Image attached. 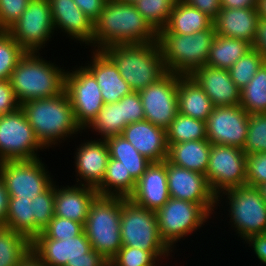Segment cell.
<instances>
[{"mask_svg":"<svg viewBox=\"0 0 266 266\" xmlns=\"http://www.w3.org/2000/svg\"><path fill=\"white\" fill-rule=\"evenodd\" d=\"M155 41H158V32L133 3L107 0L99 18L93 23V40L88 48L102 50L111 45Z\"/></svg>","mask_w":266,"mask_h":266,"instance_id":"obj_1","label":"cell"},{"mask_svg":"<svg viewBox=\"0 0 266 266\" xmlns=\"http://www.w3.org/2000/svg\"><path fill=\"white\" fill-rule=\"evenodd\" d=\"M20 108L33 128L38 142L46 151L52 147L55 149L57 146H63V143L70 142V139L77 140L84 133L75 120L66 91L55 97L28 100L22 103Z\"/></svg>","mask_w":266,"mask_h":266,"instance_id":"obj_2","label":"cell"},{"mask_svg":"<svg viewBox=\"0 0 266 266\" xmlns=\"http://www.w3.org/2000/svg\"><path fill=\"white\" fill-rule=\"evenodd\" d=\"M42 52H26L13 70L10 83L18 103L55 97L65 91L67 67L57 59L46 60ZM62 66V67H61Z\"/></svg>","mask_w":266,"mask_h":266,"instance_id":"obj_3","label":"cell"},{"mask_svg":"<svg viewBox=\"0 0 266 266\" xmlns=\"http://www.w3.org/2000/svg\"><path fill=\"white\" fill-rule=\"evenodd\" d=\"M102 51L113 61L134 92L145 89L167 73L158 41L111 45Z\"/></svg>","mask_w":266,"mask_h":266,"instance_id":"obj_4","label":"cell"},{"mask_svg":"<svg viewBox=\"0 0 266 266\" xmlns=\"http://www.w3.org/2000/svg\"><path fill=\"white\" fill-rule=\"evenodd\" d=\"M215 209H219V212H214L213 219L224 215L220 213L222 209L227 211L225 216L230 219L225 222L229 223L228 226L231 225L230 228L242 243L251 236L266 234V203L254 186L243 185L220 193L216 196Z\"/></svg>","mask_w":266,"mask_h":266,"instance_id":"obj_5","label":"cell"},{"mask_svg":"<svg viewBox=\"0 0 266 266\" xmlns=\"http://www.w3.org/2000/svg\"><path fill=\"white\" fill-rule=\"evenodd\" d=\"M215 35L214 25L194 34L158 33L166 72L190 75L205 66Z\"/></svg>","mask_w":266,"mask_h":266,"instance_id":"obj_6","label":"cell"},{"mask_svg":"<svg viewBox=\"0 0 266 266\" xmlns=\"http://www.w3.org/2000/svg\"><path fill=\"white\" fill-rule=\"evenodd\" d=\"M120 232L122 246L151 251L160 261L175 256L160 237L155 212L138 206L129 198L121 197Z\"/></svg>","mask_w":266,"mask_h":266,"instance_id":"obj_7","label":"cell"},{"mask_svg":"<svg viewBox=\"0 0 266 266\" xmlns=\"http://www.w3.org/2000/svg\"><path fill=\"white\" fill-rule=\"evenodd\" d=\"M120 217L121 197L97 196L83 225L91 247L109 261L122 247Z\"/></svg>","mask_w":266,"mask_h":266,"instance_id":"obj_8","label":"cell"},{"mask_svg":"<svg viewBox=\"0 0 266 266\" xmlns=\"http://www.w3.org/2000/svg\"><path fill=\"white\" fill-rule=\"evenodd\" d=\"M155 214L160 237L175 254L178 242L183 243L191 235L195 237L213 220L202 205L172 197Z\"/></svg>","mask_w":266,"mask_h":266,"instance_id":"obj_9","label":"cell"},{"mask_svg":"<svg viewBox=\"0 0 266 266\" xmlns=\"http://www.w3.org/2000/svg\"><path fill=\"white\" fill-rule=\"evenodd\" d=\"M31 253L46 266H109V260L91 247L84 231L63 240L47 238L41 232L31 241Z\"/></svg>","mask_w":266,"mask_h":266,"instance_id":"obj_10","label":"cell"},{"mask_svg":"<svg viewBox=\"0 0 266 266\" xmlns=\"http://www.w3.org/2000/svg\"><path fill=\"white\" fill-rule=\"evenodd\" d=\"M42 159L44 157L0 163V177L10 197L32 200L56 181L55 175Z\"/></svg>","mask_w":266,"mask_h":266,"instance_id":"obj_11","label":"cell"},{"mask_svg":"<svg viewBox=\"0 0 266 266\" xmlns=\"http://www.w3.org/2000/svg\"><path fill=\"white\" fill-rule=\"evenodd\" d=\"M43 150L21 108L0 115V163L37 159Z\"/></svg>","mask_w":266,"mask_h":266,"instance_id":"obj_12","label":"cell"},{"mask_svg":"<svg viewBox=\"0 0 266 266\" xmlns=\"http://www.w3.org/2000/svg\"><path fill=\"white\" fill-rule=\"evenodd\" d=\"M7 32L26 52H41L46 46L48 48L51 38L56 35L49 1L30 0Z\"/></svg>","mask_w":266,"mask_h":266,"instance_id":"obj_13","label":"cell"},{"mask_svg":"<svg viewBox=\"0 0 266 266\" xmlns=\"http://www.w3.org/2000/svg\"><path fill=\"white\" fill-rule=\"evenodd\" d=\"M82 65L68 67L65 74V91L70 99L77 124L84 131L104 106L99 87L93 74ZM79 66V67H78Z\"/></svg>","mask_w":266,"mask_h":266,"instance_id":"obj_14","label":"cell"},{"mask_svg":"<svg viewBox=\"0 0 266 266\" xmlns=\"http://www.w3.org/2000/svg\"><path fill=\"white\" fill-rule=\"evenodd\" d=\"M205 175L216 196L231 188L246 185V154L235 146L211 144Z\"/></svg>","mask_w":266,"mask_h":266,"instance_id":"obj_15","label":"cell"},{"mask_svg":"<svg viewBox=\"0 0 266 266\" xmlns=\"http://www.w3.org/2000/svg\"><path fill=\"white\" fill-rule=\"evenodd\" d=\"M167 72L157 82L139 91L146 121L167 130L178 113V78Z\"/></svg>","mask_w":266,"mask_h":266,"instance_id":"obj_16","label":"cell"},{"mask_svg":"<svg viewBox=\"0 0 266 266\" xmlns=\"http://www.w3.org/2000/svg\"><path fill=\"white\" fill-rule=\"evenodd\" d=\"M248 122L249 114L240 105L214 107L206 121L207 140L211 144L243 149Z\"/></svg>","mask_w":266,"mask_h":266,"instance_id":"obj_17","label":"cell"},{"mask_svg":"<svg viewBox=\"0 0 266 266\" xmlns=\"http://www.w3.org/2000/svg\"><path fill=\"white\" fill-rule=\"evenodd\" d=\"M167 182L170 197L202 205L214 217L216 195L206 175L178 167L167 160Z\"/></svg>","mask_w":266,"mask_h":266,"instance_id":"obj_18","label":"cell"},{"mask_svg":"<svg viewBox=\"0 0 266 266\" xmlns=\"http://www.w3.org/2000/svg\"><path fill=\"white\" fill-rule=\"evenodd\" d=\"M90 138L75 143L74 183L97 188L103 181L110 155L105 140Z\"/></svg>","mask_w":266,"mask_h":266,"instance_id":"obj_19","label":"cell"},{"mask_svg":"<svg viewBox=\"0 0 266 266\" xmlns=\"http://www.w3.org/2000/svg\"><path fill=\"white\" fill-rule=\"evenodd\" d=\"M56 37L60 33L69 41L85 48L93 40V22L82 12L74 0H48ZM59 30V31H58ZM58 31V32H57Z\"/></svg>","mask_w":266,"mask_h":266,"instance_id":"obj_20","label":"cell"},{"mask_svg":"<svg viewBox=\"0 0 266 266\" xmlns=\"http://www.w3.org/2000/svg\"><path fill=\"white\" fill-rule=\"evenodd\" d=\"M169 198L167 159L162 162H151L136 182L129 199L138 206L157 212Z\"/></svg>","mask_w":266,"mask_h":266,"instance_id":"obj_21","label":"cell"},{"mask_svg":"<svg viewBox=\"0 0 266 266\" xmlns=\"http://www.w3.org/2000/svg\"><path fill=\"white\" fill-rule=\"evenodd\" d=\"M91 54L84 66L93 74L99 87L104 104L120 101L130 94L128 83L121 77L119 70L113 61L102 50H88Z\"/></svg>","mask_w":266,"mask_h":266,"instance_id":"obj_22","label":"cell"},{"mask_svg":"<svg viewBox=\"0 0 266 266\" xmlns=\"http://www.w3.org/2000/svg\"><path fill=\"white\" fill-rule=\"evenodd\" d=\"M190 76L203 89L214 107L240 105L241 90L232 81L229 70L205 65L196 68Z\"/></svg>","mask_w":266,"mask_h":266,"instance_id":"obj_23","label":"cell"},{"mask_svg":"<svg viewBox=\"0 0 266 266\" xmlns=\"http://www.w3.org/2000/svg\"><path fill=\"white\" fill-rule=\"evenodd\" d=\"M121 135L151 162H162L168 157L166 130L150 121L128 124Z\"/></svg>","mask_w":266,"mask_h":266,"instance_id":"obj_24","label":"cell"},{"mask_svg":"<svg viewBox=\"0 0 266 266\" xmlns=\"http://www.w3.org/2000/svg\"><path fill=\"white\" fill-rule=\"evenodd\" d=\"M57 184V185H56ZM98 196L96 188L74 184L59 186L55 181L54 216L84 225L91 203Z\"/></svg>","mask_w":266,"mask_h":266,"instance_id":"obj_25","label":"cell"},{"mask_svg":"<svg viewBox=\"0 0 266 266\" xmlns=\"http://www.w3.org/2000/svg\"><path fill=\"white\" fill-rule=\"evenodd\" d=\"M257 7L252 8H221L213 25L217 35L242 39L254 43L259 21Z\"/></svg>","mask_w":266,"mask_h":266,"instance_id":"obj_26","label":"cell"},{"mask_svg":"<svg viewBox=\"0 0 266 266\" xmlns=\"http://www.w3.org/2000/svg\"><path fill=\"white\" fill-rule=\"evenodd\" d=\"M178 113L207 121L214 105L199 84L190 75L178 78Z\"/></svg>","mask_w":266,"mask_h":266,"instance_id":"obj_27","label":"cell"},{"mask_svg":"<svg viewBox=\"0 0 266 266\" xmlns=\"http://www.w3.org/2000/svg\"><path fill=\"white\" fill-rule=\"evenodd\" d=\"M167 144V160L170 163L205 175L211 150V143L207 139Z\"/></svg>","mask_w":266,"mask_h":266,"instance_id":"obj_28","label":"cell"},{"mask_svg":"<svg viewBox=\"0 0 266 266\" xmlns=\"http://www.w3.org/2000/svg\"><path fill=\"white\" fill-rule=\"evenodd\" d=\"M213 26V19L183 0H176L167 25L158 33L194 34Z\"/></svg>","mask_w":266,"mask_h":266,"instance_id":"obj_29","label":"cell"},{"mask_svg":"<svg viewBox=\"0 0 266 266\" xmlns=\"http://www.w3.org/2000/svg\"><path fill=\"white\" fill-rule=\"evenodd\" d=\"M251 49L252 45L245 40L216 34L206 65L228 70Z\"/></svg>","mask_w":266,"mask_h":266,"instance_id":"obj_30","label":"cell"},{"mask_svg":"<svg viewBox=\"0 0 266 266\" xmlns=\"http://www.w3.org/2000/svg\"><path fill=\"white\" fill-rule=\"evenodd\" d=\"M105 141L110 158L120 161L121 165L137 182L151 164V161L142 156L122 135L110 137Z\"/></svg>","mask_w":266,"mask_h":266,"instance_id":"obj_31","label":"cell"},{"mask_svg":"<svg viewBox=\"0 0 266 266\" xmlns=\"http://www.w3.org/2000/svg\"><path fill=\"white\" fill-rule=\"evenodd\" d=\"M136 186V181L121 165V162L109 158L102 183L96 188L98 196L129 198Z\"/></svg>","mask_w":266,"mask_h":266,"instance_id":"obj_32","label":"cell"},{"mask_svg":"<svg viewBox=\"0 0 266 266\" xmlns=\"http://www.w3.org/2000/svg\"><path fill=\"white\" fill-rule=\"evenodd\" d=\"M5 227L23 234L30 241L42 232L35 225L30 198L10 197Z\"/></svg>","mask_w":266,"mask_h":266,"instance_id":"obj_33","label":"cell"},{"mask_svg":"<svg viewBox=\"0 0 266 266\" xmlns=\"http://www.w3.org/2000/svg\"><path fill=\"white\" fill-rule=\"evenodd\" d=\"M31 252V241L23 234L0 227V266H20Z\"/></svg>","mask_w":266,"mask_h":266,"instance_id":"obj_34","label":"cell"},{"mask_svg":"<svg viewBox=\"0 0 266 266\" xmlns=\"http://www.w3.org/2000/svg\"><path fill=\"white\" fill-rule=\"evenodd\" d=\"M124 128L125 120H122L121 101H118L104 104L97 117L84 130V134L92 131L91 133H95L94 136L97 135L96 139L106 140L110 137L120 136Z\"/></svg>","mask_w":266,"mask_h":266,"instance_id":"obj_35","label":"cell"},{"mask_svg":"<svg viewBox=\"0 0 266 266\" xmlns=\"http://www.w3.org/2000/svg\"><path fill=\"white\" fill-rule=\"evenodd\" d=\"M240 106L248 114L266 113V62L241 89Z\"/></svg>","mask_w":266,"mask_h":266,"instance_id":"obj_36","label":"cell"},{"mask_svg":"<svg viewBox=\"0 0 266 266\" xmlns=\"http://www.w3.org/2000/svg\"><path fill=\"white\" fill-rule=\"evenodd\" d=\"M167 143L207 139L206 122L177 113L166 130Z\"/></svg>","mask_w":266,"mask_h":266,"instance_id":"obj_37","label":"cell"},{"mask_svg":"<svg viewBox=\"0 0 266 266\" xmlns=\"http://www.w3.org/2000/svg\"><path fill=\"white\" fill-rule=\"evenodd\" d=\"M175 2L176 0H136L133 4L143 18L159 32L167 25Z\"/></svg>","mask_w":266,"mask_h":266,"instance_id":"obj_38","label":"cell"},{"mask_svg":"<svg viewBox=\"0 0 266 266\" xmlns=\"http://www.w3.org/2000/svg\"><path fill=\"white\" fill-rule=\"evenodd\" d=\"M26 51L7 32L0 31V80H9Z\"/></svg>","mask_w":266,"mask_h":266,"instance_id":"obj_39","label":"cell"},{"mask_svg":"<svg viewBox=\"0 0 266 266\" xmlns=\"http://www.w3.org/2000/svg\"><path fill=\"white\" fill-rule=\"evenodd\" d=\"M264 62L263 56L252 48L228 69L232 81L240 90L243 89Z\"/></svg>","mask_w":266,"mask_h":266,"instance_id":"obj_40","label":"cell"},{"mask_svg":"<svg viewBox=\"0 0 266 266\" xmlns=\"http://www.w3.org/2000/svg\"><path fill=\"white\" fill-rule=\"evenodd\" d=\"M242 150L246 155L266 153V113L249 114L247 138Z\"/></svg>","mask_w":266,"mask_h":266,"instance_id":"obj_41","label":"cell"},{"mask_svg":"<svg viewBox=\"0 0 266 266\" xmlns=\"http://www.w3.org/2000/svg\"><path fill=\"white\" fill-rule=\"evenodd\" d=\"M163 262L167 261H160L151 251L122 246L109 266H161Z\"/></svg>","mask_w":266,"mask_h":266,"instance_id":"obj_42","label":"cell"},{"mask_svg":"<svg viewBox=\"0 0 266 266\" xmlns=\"http://www.w3.org/2000/svg\"><path fill=\"white\" fill-rule=\"evenodd\" d=\"M31 201L35 225L43 231L54 217L55 182Z\"/></svg>","mask_w":266,"mask_h":266,"instance_id":"obj_43","label":"cell"},{"mask_svg":"<svg viewBox=\"0 0 266 266\" xmlns=\"http://www.w3.org/2000/svg\"><path fill=\"white\" fill-rule=\"evenodd\" d=\"M82 223L54 216L42 233L50 239L63 240L80 235L84 230Z\"/></svg>","mask_w":266,"mask_h":266,"instance_id":"obj_44","label":"cell"},{"mask_svg":"<svg viewBox=\"0 0 266 266\" xmlns=\"http://www.w3.org/2000/svg\"><path fill=\"white\" fill-rule=\"evenodd\" d=\"M266 183V153L246 155V185Z\"/></svg>","mask_w":266,"mask_h":266,"instance_id":"obj_45","label":"cell"},{"mask_svg":"<svg viewBox=\"0 0 266 266\" xmlns=\"http://www.w3.org/2000/svg\"><path fill=\"white\" fill-rule=\"evenodd\" d=\"M30 0H0V31H7L27 8Z\"/></svg>","mask_w":266,"mask_h":266,"instance_id":"obj_46","label":"cell"},{"mask_svg":"<svg viewBox=\"0 0 266 266\" xmlns=\"http://www.w3.org/2000/svg\"><path fill=\"white\" fill-rule=\"evenodd\" d=\"M122 120H125V127L128 124L145 120L144 109L139 92L132 91L120 99Z\"/></svg>","mask_w":266,"mask_h":266,"instance_id":"obj_47","label":"cell"},{"mask_svg":"<svg viewBox=\"0 0 266 266\" xmlns=\"http://www.w3.org/2000/svg\"><path fill=\"white\" fill-rule=\"evenodd\" d=\"M20 108L10 80H0V115L8 114Z\"/></svg>","mask_w":266,"mask_h":266,"instance_id":"obj_48","label":"cell"},{"mask_svg":"<svg viewBox=\"0 0 266 266\" xmlns=\"http://www.w3.org/2000/svg\"><path fill=\"white\" fill-rule=\"evenodd\" d=\"M74 2L94 23L99 18L107 0H74Z\"/></svg>","mask_w":266,"mask_h":266,"instance_id":"obj_49","label":"cell"},{"mask_svg":"<svg viewBox=\"0 0 266 266\" xmlns=\"http://www.w3.org/2000/svg\"><path fill=\"white\" fill-rule=\"evenodd\" d=\"M248 245L249 248H247L252 252L254 255H256V258L261 264H264L263 266H266V234H259L254 235L248 238L246 241L243 242ZM251 248V249H250Z\"/></svg>","mask_w":266,"mask_h":266,"instance_id":"obj_50","label":"cell"},{"mask_svg":"<svg viewBox=\"0 0 266 266\" xmlns=\"http://www.w3.org/2000/svg\"><path fill=\"white\" fill-rule=\"evenodd\" d=\"M188 5L197 8L202 13L207 14L213 20L217 17L221 4L220 0H183Z\"/></svg>","mask_w":266,"mask_h":266,"instance_id":"obj_51","label":"cell"},{"mask_svg":"<svg viewBox=\"0 0 266 266\" xmlns=\"http://www.w3.org/2000/svg\"><path fill=\"white\" fill-rule=\"evenodd\" d=\"M252 48L257 50L266 62V20L259 19L257 24V31Z\"/></svg>","mask_w":266,"mask_h":266,"instance_id":"obj_52","label":"cell"},{"mask_svg":"<svg viewBox=\"0 0 266 266\" xmlns=\"http://www.w3.org/2000/svg\"><path fill=\"white\" fill-rule=\"evenodd\" d=\"M10 196L5 187V183L0 177V227H5Z\"/></svg>","mask_w":266,"mask_h":266,"instance_id":"obj_53","label":"cell"},{"mask_svg":"<svg viewBox=\"0 0 266 266\" xmlns=\"http://www.w3.org/2000/svg\"><path fill=\"white\" fill-rule=\"evenodd\" d=\"M221 8H252L257 7L258 0H220Z\"/></svg>","mask_w":266,"mask_h":266,"instance_id":"obj_54","label":"cell"},{"mask_svg":"<svg viewBox=\"0 0 266 266\" xmlns=\"http://www.w3.org/2000/svg\"><path fill=\"white\" fill-rule=\"evenodd\" d=\"M20 266H46L33 253L30 254L21 262Z\"/></svg>","mask_w":266,"mask_h":266,"instance_id":"obj_55","label":"cell"},{"mask_svg":"<svg viewBox=\"0 0 266 266\" xmlns=\"http://www.w3.org/2000/svg\"><path fill=\"white\" fill-rule=\"evenodd\" d=\"M257 12L260 19L266 20V0H258Z\"/></svg>","mask_w":266,"mask_h":266,"instance_id":"obj_56","label":"cell"},{"mask_svg":"<svg viewBox=\"0 0 266 266\" xmlns=\"http://www.w3.org/2000/svg\"><path fill=\"white\" fill-rule=\"evenodd\" d=\"M260 195L262 196L263 200L266 203V183L256 186Z\"/></svg>","mask_w":266,"mask_h":266,"instance_id":"obj_57","label":"cell"},{"mask_svg":"<svg viewBox=\"0 0 266 266\" xmlns=\"http://www.w3.org/2000/svg\"><path fill=\"white\" fill-rule=\"evenodd\" d=\"M117 1H120V2H127V3H133V2H135L136 0H117Z\"/></svg>","mask_w":266,"mask_h":266,"instance_id":"obj_58","label":"cell"}]
</instances>
